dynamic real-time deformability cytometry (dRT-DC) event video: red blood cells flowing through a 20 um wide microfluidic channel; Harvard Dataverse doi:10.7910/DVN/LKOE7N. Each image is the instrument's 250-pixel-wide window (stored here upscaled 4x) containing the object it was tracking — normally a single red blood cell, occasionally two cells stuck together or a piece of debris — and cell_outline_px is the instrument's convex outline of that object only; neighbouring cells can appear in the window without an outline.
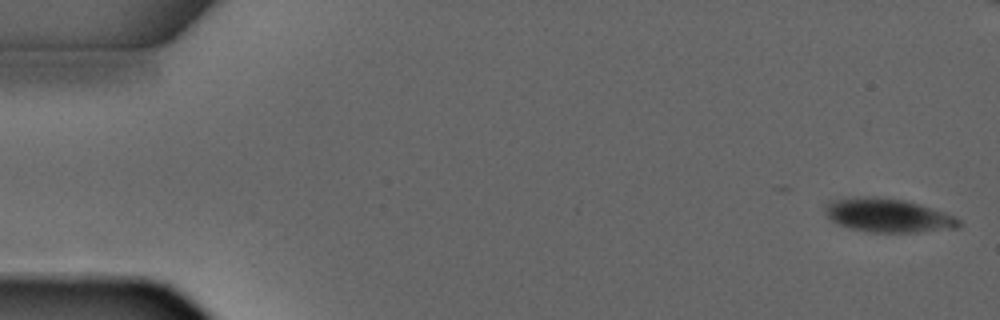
{"species": "common noctule bat (a hibernating species)", "species_latin": "Nyctalus noctula", "temperature_condition": "warm", "stored_images_in_passage": 12, "camera_frame_rate_fps": 3000, "um_per_image_px": 0.085, "animal": {"sex": "male", "forearm_length_mm": 52.5}, "frame": {"image": 1, "passage_image": 1, "time_ms": 0.0, "image_size_px": [1000, 320], "cell_outline_px": [[960, 224], [956, 228], [916, 232], [872, 232], [852, 228], [840, 224], [832, 220], [824, 212], [824, 204], [828, 200], [856, 196], [876, 196], [904, 200], [944, 212], [956, 216], [960, 220]], "centroid_in_image_um": [75.43, 18.28], "position_along_channel_um": 9.6, "area_um2": 26.24}}